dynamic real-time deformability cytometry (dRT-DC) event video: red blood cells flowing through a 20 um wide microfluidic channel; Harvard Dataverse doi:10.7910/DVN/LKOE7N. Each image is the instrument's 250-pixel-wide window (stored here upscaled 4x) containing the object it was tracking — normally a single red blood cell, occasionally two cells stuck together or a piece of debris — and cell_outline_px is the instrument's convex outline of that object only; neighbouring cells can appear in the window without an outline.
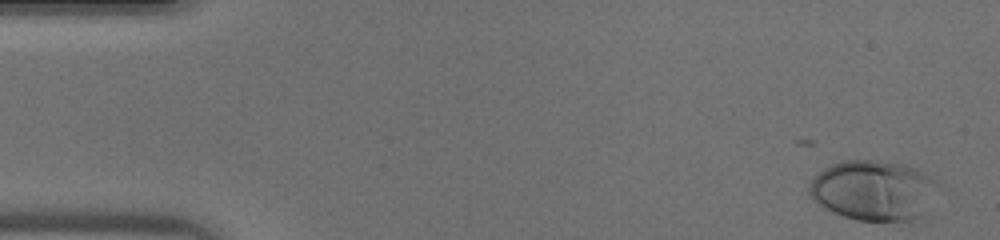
{"species": "human", "species_latin": "Homo sapiens", "temperature_condition": "warm", "stored_images_in_passage": 45, "camera_frame_rate_fps": 3000, "um_per_image_px": 0.085, "donor": {"sex": "male"}, "frame": {"image": 1, "passage_image": 1, "time_ms": 0.0, "image_size_px": [1000, 240], "cell_outline_px": [[940, 180], [920, 216], [912, 224], [856, 220], [844, 216], [812, 200], [808, 192], [808, 188], [812, 180], [824, 168], [832, 164], [844, 160], [880, 160], [904, 164], [916, 168]], "centroid_in_image_um": [74.27, 16.2], "position_along_channel_um": 10.7, "area_um2": 45.49}}
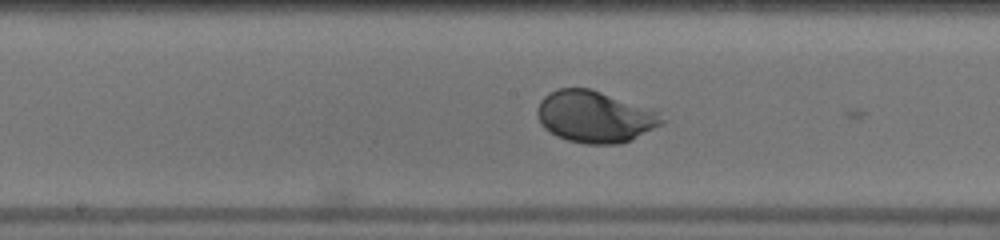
{"frame": {"image": 2, "passage_image": 23, "time_ms": 7.333, "image_size_px": [1000, 240], "cell_outline_px": [[668, 120], [620, 144], [584, 144], [568, 140], [556, 136], [548, 132], [540, 124], [536, 112], [536, 108], [540, 100], [548, 92], [556, 88], [588, 88], [600, 92], [656, 112]], "centroid_in_image_um": [50.44, 9.93], "position_along_channel_um": 197.8, "area_um2": 36.93}}
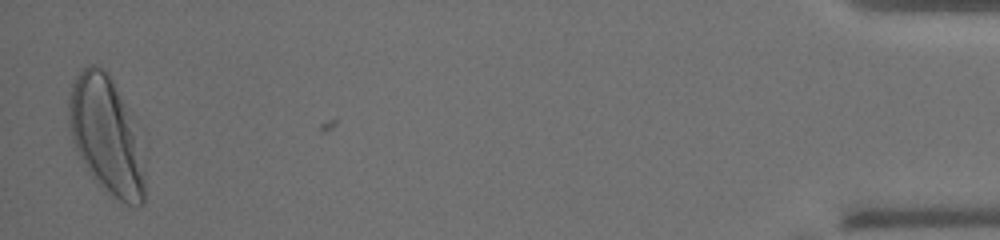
{"frame": {"image": 3, "passage_image": 45, "time_ms": 14.667, "image_size_px": [1000, 240], "cell_outline_px": [[144, 200], [140, 204], [124, 204], [100, 188], [92, 176], [80, 156], [72, 140], [68, 124], [68, 96], [72, 80], [88, 64], [96, 64], [104, 68], [108, 72], [120, 96], [144, 168]], "centroid_in_image_um": [8.93, 11.5], "position_along_channel_um": 426.3, "area_um2": 50.11}}